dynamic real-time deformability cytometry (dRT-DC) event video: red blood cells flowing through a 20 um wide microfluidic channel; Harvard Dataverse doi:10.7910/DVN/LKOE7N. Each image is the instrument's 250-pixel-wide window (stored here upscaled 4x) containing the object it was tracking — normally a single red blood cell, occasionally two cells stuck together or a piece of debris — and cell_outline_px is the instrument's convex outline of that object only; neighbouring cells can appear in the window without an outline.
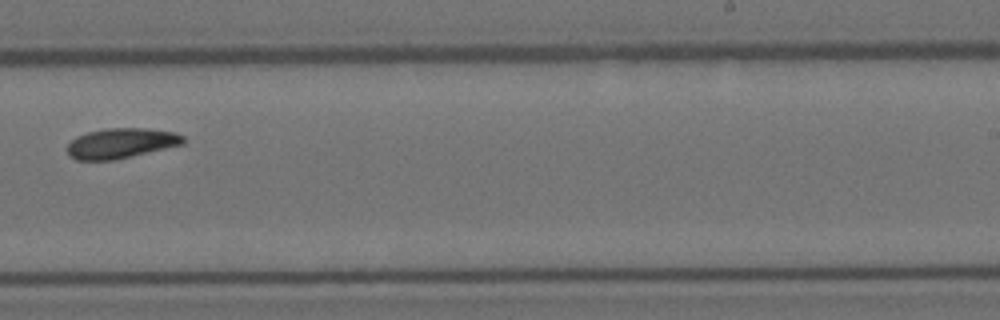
{"species": "Egyptian fruit bat (a non-hibernating species)", "species_latin": "Rousettus aegyptiacus", "temperature_condition": "room temperature", "stored_images_in_passage": 13, "camera_frame_rate_fps": 3000, "um_per_image_px": 0.085, "animal": {"sex": "female"}, "frame": {"image": 1, "passage_image": 8, "time_ms": 2.333, "image_size_px": [1000, 320], "cell_outline_px": [[184, 144], [112, 160], [76, 160], [68, 156], [68, 144], [76, 136], [88, 132], [108, 128], [144, 128], [172, 132], [184, 136]], "centroid_in_image_um": [10.26, 12.17], "position_along_channel_um": 278.7, "area_um2": 20.11}}
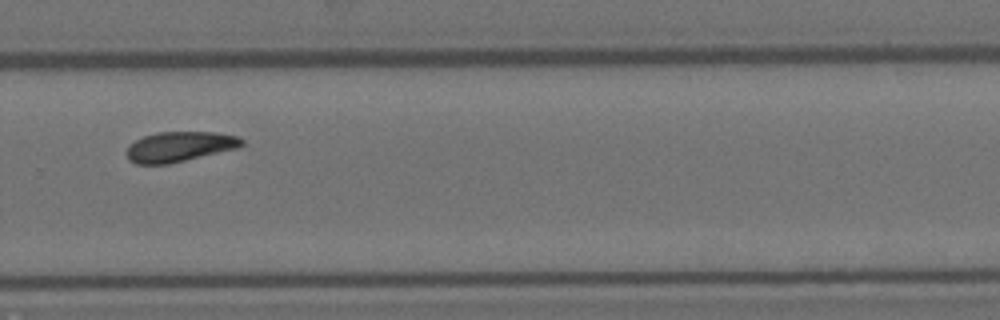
{"frame": {"image": 2, "passage_image": 9, "time_ms": 2.667, "image_size_px": [1000, 320], "cell_outline_px": [[244, 144], [240, 148], [168, 164], [136, 164], [128, 160], [124, 152], [128, 144], [144, 136], [156, 132], [216, 132], [236, 136], [244, 140]], "centroid_in_image_um": [15.24, 12.47], "position_along_channel_um": 314.6, "area_um2": 20.52}}
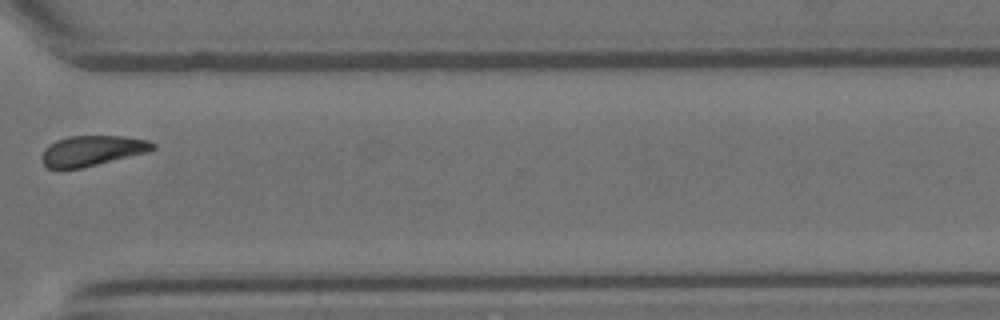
{"frame": {"image": 3, "passage_image": 10, "time_ms": 3.0, "image_size_px": [1000, 320], "cell_outline_px": [[156, 148], [148, 152], [80, 168], [48, 168], [40, 160], [40, 156], [44, 148], [48, 144], [56, 140], [68, 136], [124, 136], [148, 140], [156, 144]], "centroid_in_image_um": [7.81, 12.8], "position_along_channel_um": 362.8, "area_um2": 19.65}}